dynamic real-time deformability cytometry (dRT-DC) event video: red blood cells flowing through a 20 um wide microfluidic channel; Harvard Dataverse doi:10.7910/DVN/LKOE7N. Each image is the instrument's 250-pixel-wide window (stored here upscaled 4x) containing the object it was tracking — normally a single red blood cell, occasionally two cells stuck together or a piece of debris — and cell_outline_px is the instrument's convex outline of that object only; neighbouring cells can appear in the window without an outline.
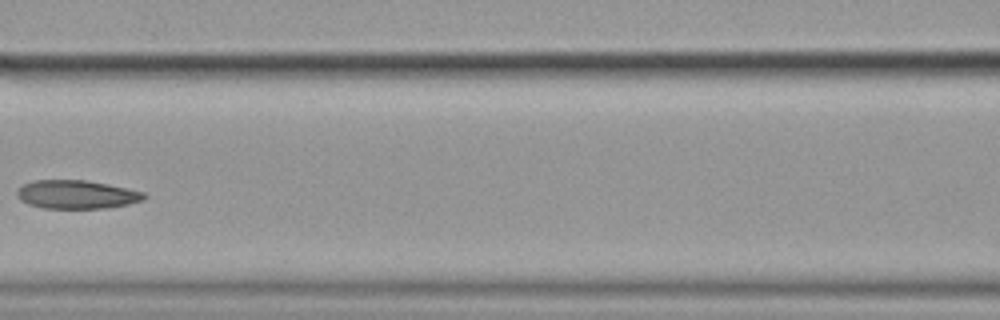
{"species": "common noctule bat (a hibernating species)", "species_latin": "Nyctalus noctula", "temperature_condition": "cold", "stored_images_in_passage": 8, "camera_frame_rate_fps": 3000, "um_per_image_px": 0.085, "animal": {"sex": "female", "body_mass_g": 19.9}, "frame": {"image": 1, "passage_image": 7, "time_ms": 2.0, "image_size_px": [1000, 320], "cell_outline_px": [[148, 196], [144, 200], [128, 204], [108, 208], [44, 208], [28, 204], [20, 200], [16, 196], [16, 192], [24, 184], [36, 180], [84, 180], [108, 184], [128, 188], [144, 192]], "centroid_in_image_um": [6.54, 16.53], "position_along_channel_um": 160.1, "area_um2": 21.15}}